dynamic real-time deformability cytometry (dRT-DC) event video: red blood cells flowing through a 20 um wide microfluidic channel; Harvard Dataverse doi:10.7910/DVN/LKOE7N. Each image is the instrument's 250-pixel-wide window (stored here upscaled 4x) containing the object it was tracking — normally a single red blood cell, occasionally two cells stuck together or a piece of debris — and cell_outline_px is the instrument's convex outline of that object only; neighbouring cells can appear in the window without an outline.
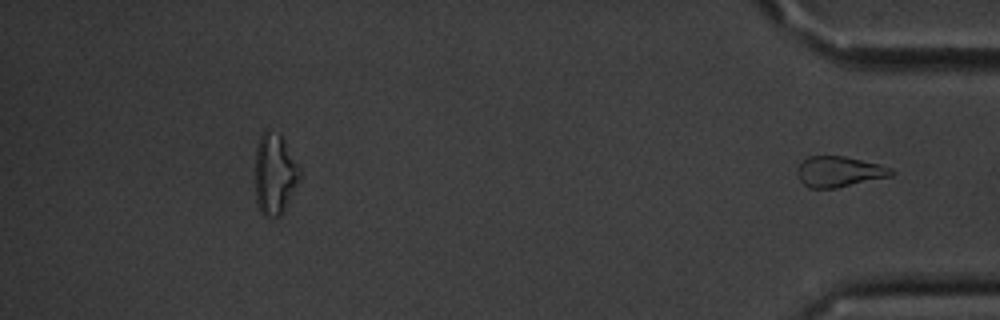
{"species": "common noctule bat (a hibernating species)", "species_latin": "Nyctalus noctula", "temperature_condition": "cold", "stored_images_in_passage": 51, "segment_of_instrument_passage": [2, 2], "camera_frame_rate_fps": 3000, "um_per_image_px": 0.085, "animal": {"sex": "male", "body_mass_g": 20.1, "forearm_length_mm": 53.5}, "frame": {"image": 1, "passage_image": 51, "time_ms": 16.667, "image_size_px": [1000, 320], "cell_outline_px": [[896, 172], [892, 176], [836, 188], [808, 188], [800, 180], [796, 172], [796, 168], [808, 156], [844, 156], [880, 164], [892, 168]], "centroid_in_image_um": [71.34, 14.59], "position_along_channel_um": 363.9, "area_um2": 16.88}}